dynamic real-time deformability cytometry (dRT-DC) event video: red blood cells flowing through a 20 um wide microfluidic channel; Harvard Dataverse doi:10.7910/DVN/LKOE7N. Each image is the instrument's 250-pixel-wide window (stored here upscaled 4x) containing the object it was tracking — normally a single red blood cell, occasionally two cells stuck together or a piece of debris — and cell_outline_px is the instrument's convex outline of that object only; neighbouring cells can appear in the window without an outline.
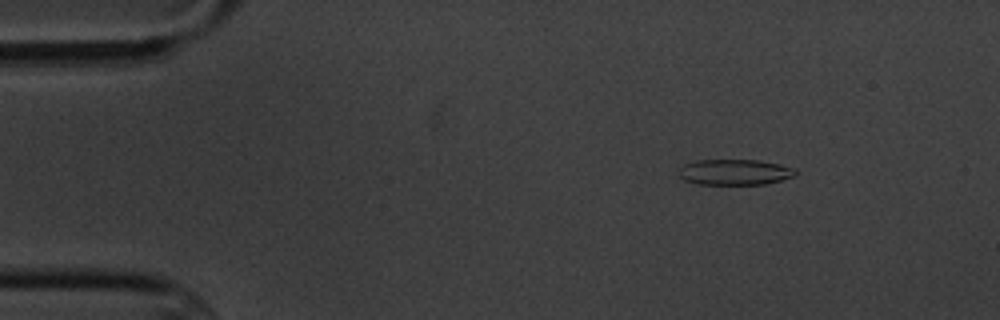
{"species": "common noctule bat (a hibernating species)", "species_latin": "Nyctalus noctula", "temperature_condition": "cold", "stored_images_in_passage": 5, "camera_frame_rate_fps": 3000, "um_per_image_px": 0.085, "animal": {"sex": "male", "body_mass_g": 20.1, "forearm_length_mm": 53.5}, "frame": {"image": 1, "passage_image": 5, "time_ms": 4.667, "image_size_px": [1000, 320], "cell_outline_px": [[796, 176], [764, 184], [696, 184], [684, 180], [680, 176], [680, 168], [684, 164], [696, 160], [756, 160], [780, 164], [796, 168]], "centroid_in_image_um": [62.47, 14.63], "position_along_channel_um": 22.5, "area_um2": 17.46}}